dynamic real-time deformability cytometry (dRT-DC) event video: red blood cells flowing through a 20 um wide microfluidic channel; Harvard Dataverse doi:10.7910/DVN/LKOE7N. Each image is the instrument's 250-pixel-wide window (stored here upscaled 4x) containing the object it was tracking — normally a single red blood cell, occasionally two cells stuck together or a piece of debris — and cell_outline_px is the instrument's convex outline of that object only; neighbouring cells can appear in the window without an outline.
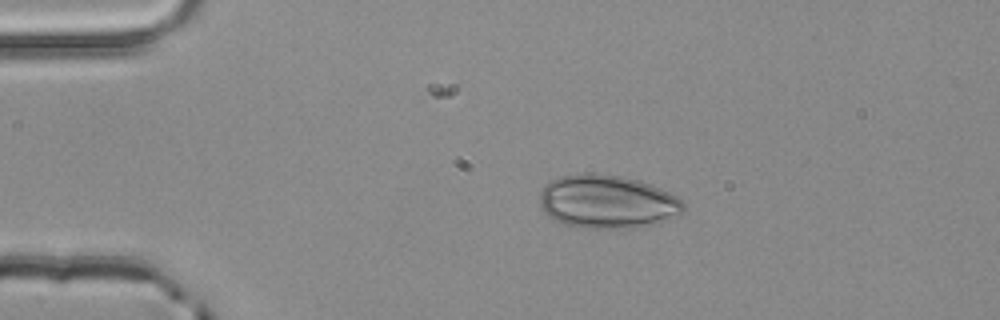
{"species": "common noctule bat (a hibernating species)", "species_latin": "Nyctalus noctula", "temperature_condition": "room temperature", "stored_images_in_passage": 4, "segment_of_instrument_passage": [1, 2], "camera_frame_rate_fps": 3000, "um_per_image_px": 0.085, "animal": {"sex": "male", "body_mass_g": 20.4}, "frame": {"image": 1, "passage_image": 2, "time_ms": 0.333, "image_size_px": [1000, 320], "cell_outline_px": [[684, 212], [656, 224], [608, 228], [584, 228], [564, 224], [548, 216], [540, 208], [540, 192], [544, 184], [560, 176], [620, 176], [640, 180], [660, 188], [676, 196], [684, 204]], "centroid_in_image_um": [51.61, 17.17], "position_along_channel_um": 33.4, "area_um2": 43.75}}